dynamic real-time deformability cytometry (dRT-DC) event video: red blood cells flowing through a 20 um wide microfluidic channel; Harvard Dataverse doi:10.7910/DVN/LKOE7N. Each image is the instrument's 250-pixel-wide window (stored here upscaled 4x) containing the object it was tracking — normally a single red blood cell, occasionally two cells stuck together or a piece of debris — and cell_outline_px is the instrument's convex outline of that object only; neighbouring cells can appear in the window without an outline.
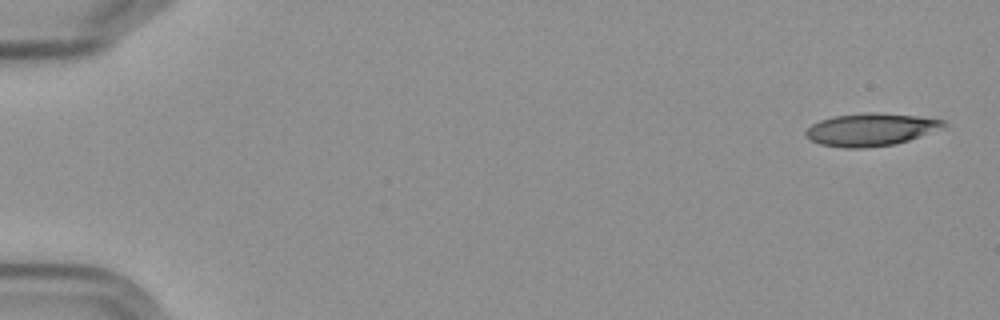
{"species": "Egyptian fruit bat (a non-hibernating species)", "species_latin": "Rousettus aegyptiacus", "temperature_condition": "cold", "stored_images_in_passage": 11, "camera_frame_rate_fps": 3000, "um_per_image_px": 0.085, "frame": {"image": 1, "passage_image": 1, "time_ms": 0.0, "image_size_px": [1000, 320], "cell_outline_px": [[948, 124], [944, 128], [896, 144], [868, 148], [844, 148], [820, 144], [804, 136], [804, 132], [812, 124], [820, 120], [832, 116], [868, 112], [872, 112], [920, 116], [948, 120]], "centroid_in_image_um": [74.05, 11.01], "position_along_channel_um": 10.9, "area_um2": 26.53}}
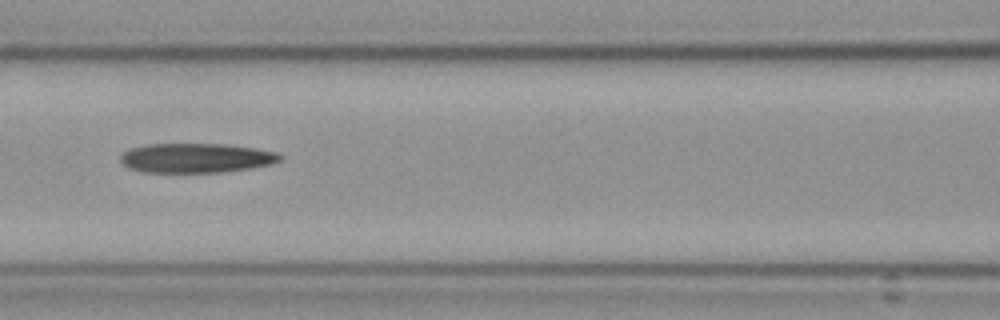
{"frame": {"image": 2, "passage_image": 7, "time_ms": 8.0, "image_size_px": [1000, 320], "cell_outline_px": [[284, 160], [272, 164], [252, 168], [220, 172], [144, 172], [128, 168], [120, 160], [120, 156], [124, 152], [132, 148], [148, 144], [224, 144], [256, 148], [276, 152], [284, 156]], "centroid_in_image_um": [16.73, 13.43], "position_along_channel_um": 149.9, "area_um2": 27.51}}
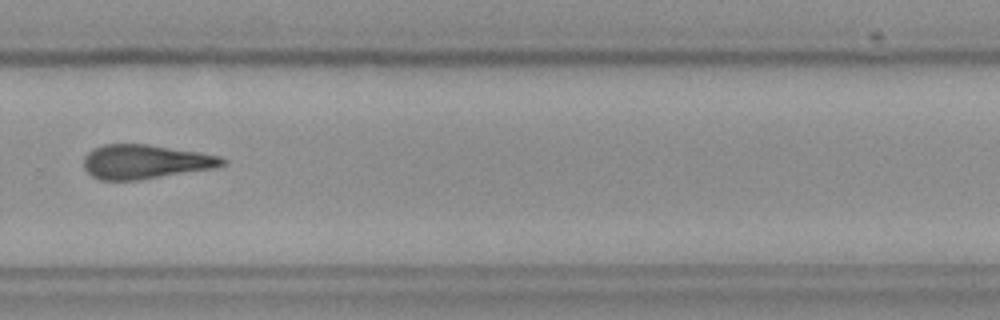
{"frame": {"image": 3, "passage_image": 11, "time_ms": 12.667, "image_size_px": [1000, 320], "cell_outline_px": [[228, 160], [224, 164], [212, 168], [140, 180], [100, 180], [92, 176], [84, 168], [84, 156], [92, 148], [104, 144], [148, 144], [220, 156]], "centroid_in_image_um": [12.3, 13.74], "position_along_channel_um": 317.5, "area_um2": 27.46}}